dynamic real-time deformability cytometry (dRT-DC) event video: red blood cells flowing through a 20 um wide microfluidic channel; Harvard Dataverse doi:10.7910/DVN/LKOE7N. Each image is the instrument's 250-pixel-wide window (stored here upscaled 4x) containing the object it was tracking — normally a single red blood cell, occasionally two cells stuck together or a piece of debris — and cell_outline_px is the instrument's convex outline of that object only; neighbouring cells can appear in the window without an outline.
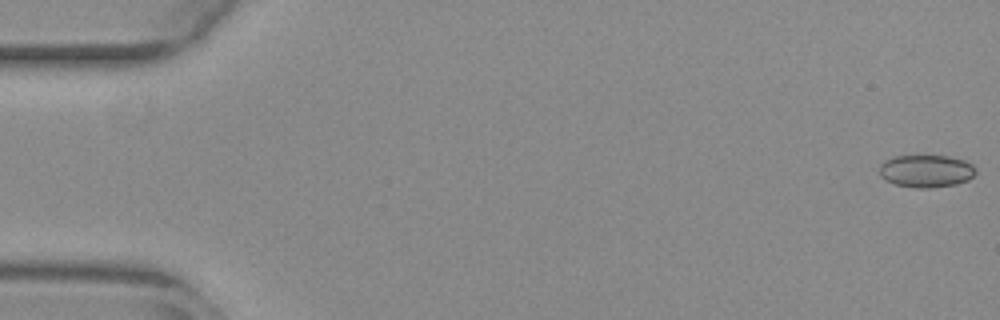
{"species": "common noctule bat (a hibernating species)", "species_latin": "Nyctalus noctula", "temperature_condition": "warm", "stored_images_in_passage": 54, "camera_frame_rate_fps": 3000, "um_per_image_px": 0.085, "animal": {"sex": "female", "body_mass_g": 29.2, "forearm_length_mm": 56.3}, "frame": {"image": 1, "passage_image": 1, "time_ms": 0.0, "image_size_px": [1000, 320], "cell_outline_px": [[976, 172], [968, 180], [956, 184], [932, 188], [916, 188], [896, 184], [880, 176], [880, 164], [892, 156], [948, 156], [964, 160], [972, 164], [976, 168]], "centroid_in_image_um": [78.74, 14.54], "position_along_channel_um": 6.3, "area_um2": 18.21}}
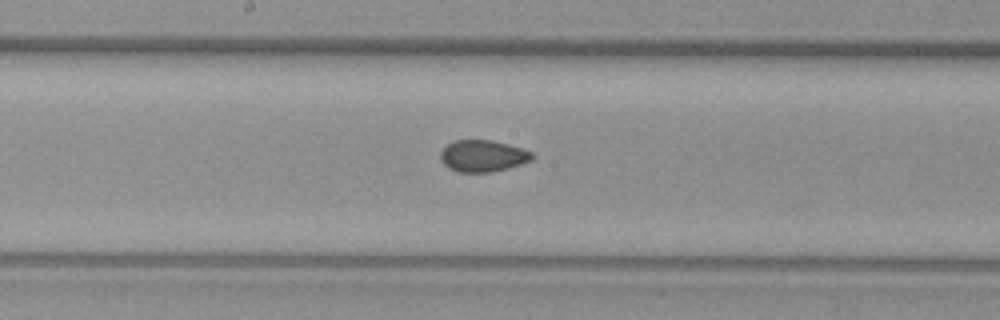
{"frame": {"image": 2, "passage_image": 29, "time_ms": 9.333, "image_size_px": [1000, 320], "cell_outline_px": [[536, 156], [532, 160], [508, 168], [492, 172], [456, 172], [448, 168], [440, 160], [440, 152], [448, 144], [456, 140], [492, 140], [524, 148], [532, 152]], "centroid_in_image_um": [41.06, 13.26], "position_along_channel_um": 207.1, "area_um2": 17.11}}
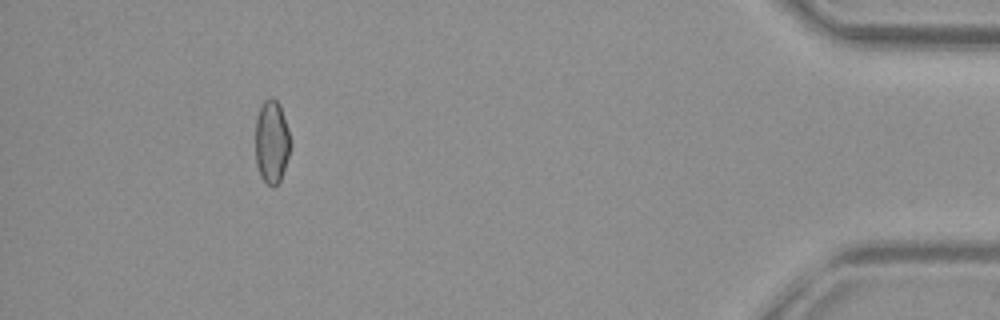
{"frame": {"image": 3, "passage_image": 50, "time_ms": 16.333, "image_size_px": [1000, 320], "cell_outline_px": [[292, 144], [280, 180], [272, 188], [260, 176], [256, 164], [256, 116], [264, 100], [276, 100], [280, 104]], "centroid_in_image_um": [23.09, 12.08], "position_along_channel_um": 412.1, "area_um2": 16.76}, "authors_computed_cell_mechanics": {"area_um2": 17.5423, "velocity_mm_per_s": 3.8514, "shape_relaxation_time_tau1_ms": null, "shape_relaxation_time_tau2_ms": 1.5808, "deformation_change_tau1": null, "deformation_change_tau2": 0.059}}